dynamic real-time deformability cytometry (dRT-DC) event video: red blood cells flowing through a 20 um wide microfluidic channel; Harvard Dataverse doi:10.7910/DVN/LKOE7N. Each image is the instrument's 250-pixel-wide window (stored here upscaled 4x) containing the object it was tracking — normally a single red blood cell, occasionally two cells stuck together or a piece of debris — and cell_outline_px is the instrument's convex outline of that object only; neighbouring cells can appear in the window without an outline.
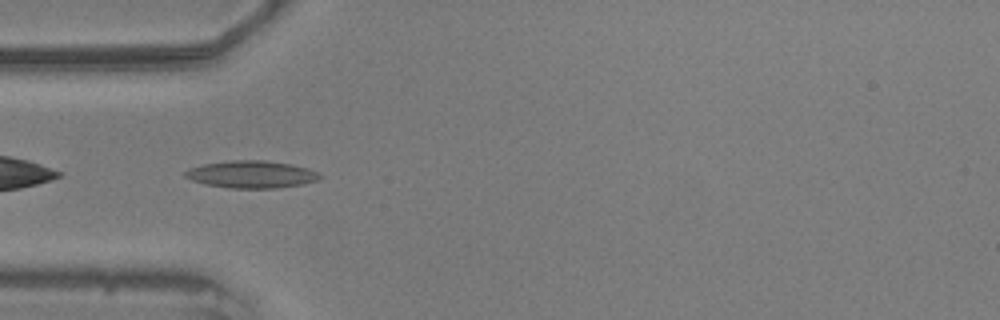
{"species": "common noctule bat (a hibernating species)", "species_latin": "Nyctalus noctula", "temperature_condition": "warm", "stored_images_in_passage": 38, "camera_frame_rate_fps": 3000, "um_per_image_px": 0.085, "animal": {"sex": "male", "body_mass_g": 20.5, "forearm_length_mm": 52.5}, "frame": {"image": 1, "passage_image": 2, "time_ms": 0.333, "image_size_px": [1000, 320], "cell_outline_px": [[324, 176], [316, 180], [300, 184], [276, 188], [228, 188], [204, 184], [192, 180], [184, 176], [184, 172], [192, 168], [204, 164], [228, 160], [264, 160], [292, 164], [308, 168]], "centroid_in_image_um": [21.37, 14.82], "position_along_channel_um": 63.6, "area_um2": 21.33}}
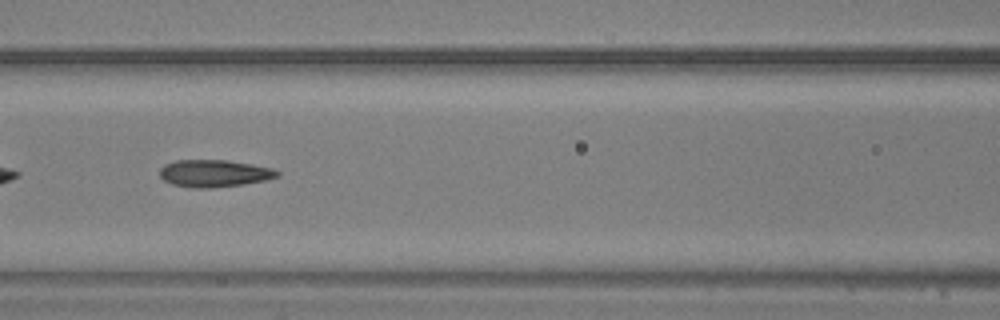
{"frame": {"image": 2, "passage_image": 9, "time_ms": 2.667, "image_size_px": [1000, 320], "cell_outline_px": [[280, 176], [264, 180], [244, 184], [212, 188], [192, 188], [172, 184], [164, 180], [160, 176], [160, 168], [164, 164], [176, 160], [228, 160], [252, 164], [272, 168], [280, 172]], "centroid_in_image_um": [18.2, 14.73], "position_along_channel_um": 148.4, "area_um2": 18.73}}
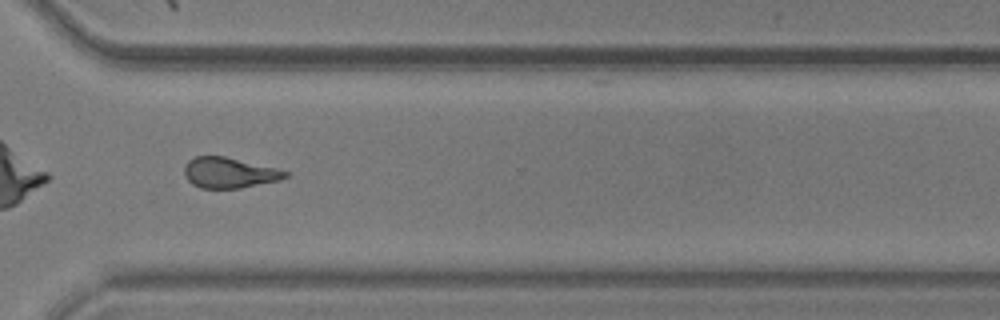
{"frame": {"image": 3, "passage_image": 26, "time_ms": 8.333, "image_size_px": [1000, 320], "cell_outline_px": [[288, 176], [280, 180], [240, 188], [200, 188], [192, 184], [184, 176], [184, 164], [188, 160], [196, 156], [224, 156], [276, 168], [288, 172]], "centroid_in_image_um": [19.45, 14.68], "position_along_channel_um": 351.2, "area_um2": 17.98}, "authors_computed_cell_mechanics": {"area_um2": 18.496, "velocity_mm_per_s": 3.5956, "shape_relaxation_time_tau1_ms": 5.1035, "shape_relaxation_time_tau2_ms": 2.6328, "deformation_change_tau1": 0.1711, "deformation_change_tau2": 0.1087}}